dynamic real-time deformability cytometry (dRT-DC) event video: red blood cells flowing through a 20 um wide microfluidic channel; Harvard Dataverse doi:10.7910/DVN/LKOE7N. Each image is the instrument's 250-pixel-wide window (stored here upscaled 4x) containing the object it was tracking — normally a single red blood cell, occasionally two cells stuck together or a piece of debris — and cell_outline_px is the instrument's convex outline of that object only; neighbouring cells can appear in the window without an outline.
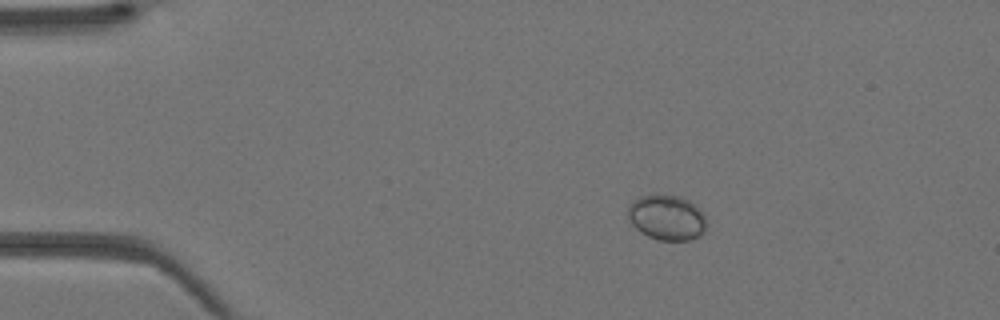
{"species": "Egyptian fruit bat (a non-hibernating species)", "species_latin": "Rousettus aegyptiacus", "temperature_condition": "warm", "stored_images_in_passage": 43, "camera_frame_rate_fps": 3000, "um_per_image_px": 0.085, "animal": {"sex": "female"}, "frame": {"image": 1, "passage_image": 8, "time_ms": 2.333, "image_size_px": [1000, 320], "cell_outline_px": [[708, 224], [704, 232], [688, 240], [660, 240], [648, 236], [640, 232], [632, 224], [628, 216], [628, 204], [632, 200], [640, 196], [680, 196], [688, 200], [704, 216]], "centroid_in_image_um": [56.65, 18.5], "position_along_channel_um": 28.3, "area_um2": 20.35}}
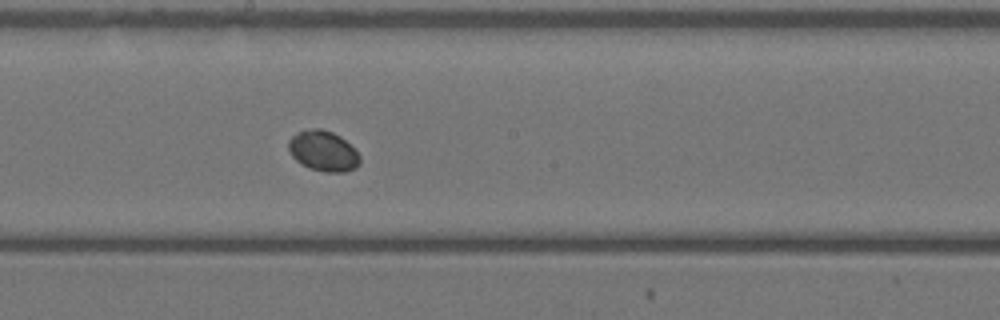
{"frame": {"image": 2, "passage_image": 24, "time_ms": 7.667, "image_size_px": [1000, 320], "cell_outline_px": [[360, 164], [356, 168], [344, 172], [324, 172], [308, 168], [300, 164], [292, 156], [288, 148], [288, 140], [296, 132], [312, 128], [320, 128], [332, 132], [340, 136], [360, 156]], "centroid_in_image_um": [27.44, 12.84], "position_along_channel_um": 220.8, "area_um2": 16.88}}
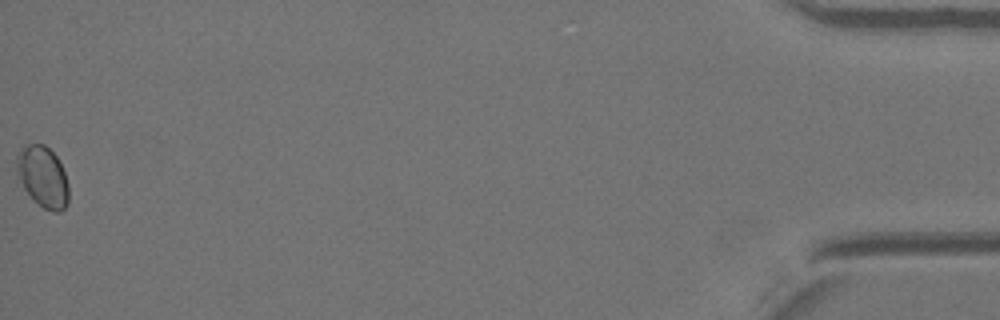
{"frame": {"image": 3, "passage_image": 43, "time_ms": 14.0, "image_size_px": [1000, 320], "cell_outline_px": [[68, 204], [60, 212], [52, 212], [44, 208], [32, 200], [24, 188], [16, 172], [16, 156], [28, 144], [44, 144], [56, 156], [64, 172], [68, 184]], "centroid_in_image_um": [3.64, 15.06], "position_along_channel_um": 431.6, "area_um2": 18.44}}